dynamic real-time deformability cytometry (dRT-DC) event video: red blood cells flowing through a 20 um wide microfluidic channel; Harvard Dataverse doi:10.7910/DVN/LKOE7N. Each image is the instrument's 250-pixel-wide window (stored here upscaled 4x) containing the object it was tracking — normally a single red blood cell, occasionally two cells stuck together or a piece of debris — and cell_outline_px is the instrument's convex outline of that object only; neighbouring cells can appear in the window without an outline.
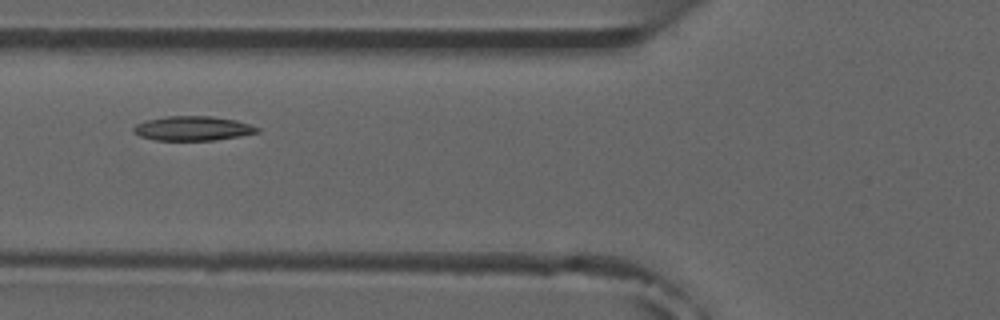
{"species": "common noctule bat (a hibernating species)", "species_latin": "Nyctalus noctula", "temperature_condition": "room temperature", "stored_images_in_passage": 7, "camera_frame_rate_fps": 3000, "um_per_image_px": 0.085, "animal": {"sex": "male", "forearm_length_mm": 52.5}, "frame": {"image": 1, "passage_image": 4, "time_ms": 3.333, "image_size_px": [1000, 320], "cell_outline_px": [[260, 132], [240, 136], [216, 140], [156, 140], [140, 136], [132, 132], [132, 128], [136, 124], [144, 120], [164, 116], [212, 116], [236, 120], [260, 128]], "centroid_in_image_um": [16.36, 10.91], "position_along_channel_um": 109.4, "area_um2": 17.74}}
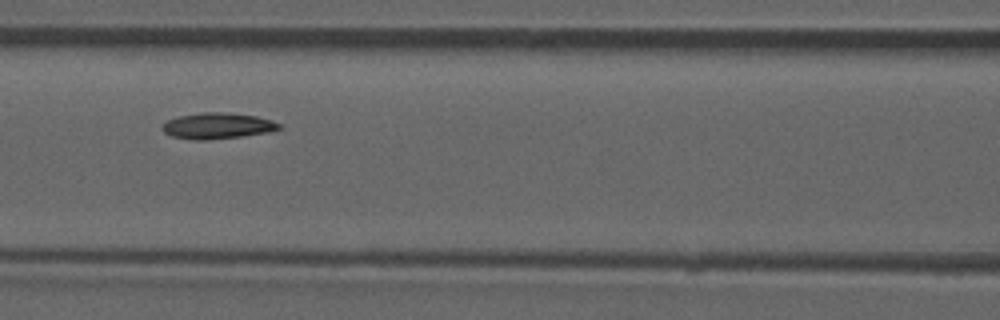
{"frame": {"image": 2, "passage_image": 5, "time_ms": 4.333, "image_size_px": [1000, 320], "cell_outline_px": [[284, 128], [268, 132], [240, 136], [204, 140], [196, 140], [172, 136], [164, 132], [160, 128], [168, 120], [176, 116], [200, 112], [224, 112], [256, 116], [280, 124]], "centroid_in_image_um": [18.45, 10.68], "position_along_channel_um": 148.1, "area_um2": 17.57}}